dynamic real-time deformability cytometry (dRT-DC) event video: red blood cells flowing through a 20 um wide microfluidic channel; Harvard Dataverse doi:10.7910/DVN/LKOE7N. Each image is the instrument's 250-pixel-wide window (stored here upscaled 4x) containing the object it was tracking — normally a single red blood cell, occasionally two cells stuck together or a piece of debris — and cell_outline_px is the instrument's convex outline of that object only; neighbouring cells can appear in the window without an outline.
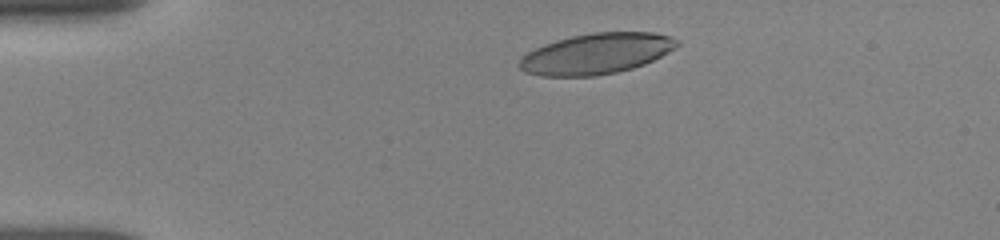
{"species": "human", "species_latin": "Homo sapiens", "temperature_condition": "room temperature", "stored_images_in_passage": 8, "camera_frame_rate_fps": 3000, "um_per_image_px": 0.085, "donor": {"sex": "female"}, "frame": {"image": 1, "passage_image": 2, "time_ms": 0.667, "image_size_px": [1000, 240], "cell_outline_px": [[680, 44], [668, 52], [644, 64], [632, 68], [616, 72], [596, 76], [540, 76], [524, 72], [516, 64], [528, 52], [544, 44], [556, 40], [572, 36], [592, 32], [652, 32], [672, 36], [680, 40]], "centroid_in_image_um": [50.69, 4.56], "position_along_channel_um": 34.3, "area_um2": 37.45}}
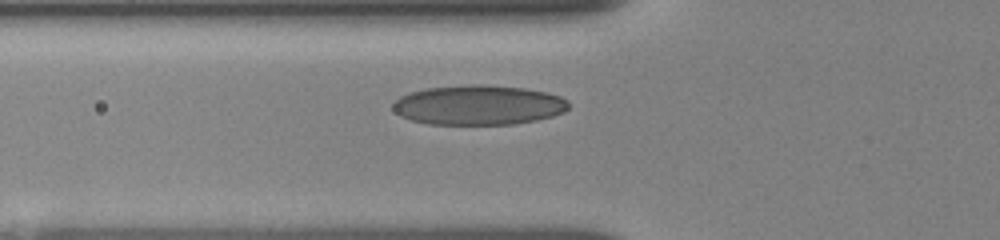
{"frame": {"image": 2, "passage_image": 7, "time_ms": 3.333, "image_size_px": [1000, 240], "cell_outline_px": [[568, 108], [564, 112], [552, 116], [536, 120], [512, 124], [428, 124], [412, 120], [400, 116], [392, 108], [392, 104], [400, 96], [408, 92], [424, 88], [472, 84], [480, 84], [524, 88], [548, 92], [560, 96], [568, 100]], "centroid_in_image_um": [40.66, 8.92], "position_along_channel_um": 85.1, "area_um2": 40.86}}